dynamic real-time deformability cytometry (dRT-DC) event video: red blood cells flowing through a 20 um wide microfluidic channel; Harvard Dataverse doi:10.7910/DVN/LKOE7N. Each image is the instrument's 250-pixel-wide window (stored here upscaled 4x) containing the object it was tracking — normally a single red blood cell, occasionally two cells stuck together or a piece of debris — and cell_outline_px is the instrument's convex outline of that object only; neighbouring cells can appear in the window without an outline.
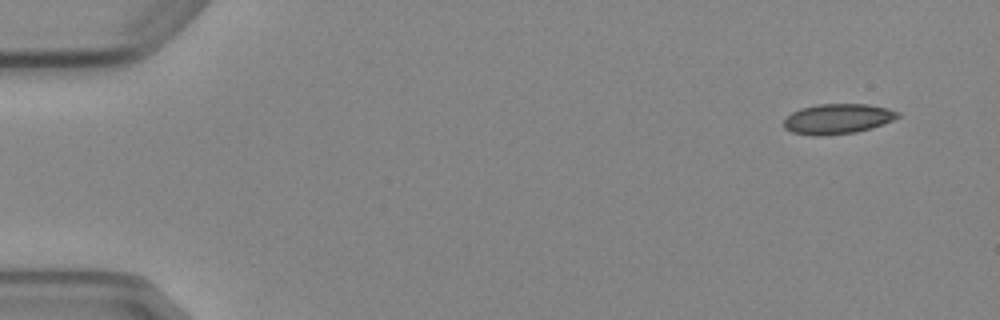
{"species": "Egyptian fruit bat (a non-hibernating species)", "species_latin": "Rousettus aegyptiacus", "temperature_condition": "cold", "stored_images_in_passage": 5, "camera_frame_rate_fps": 3000, "um_per_image_px": 0.085, "animal": {"sex": "female"}, "frame": {"image": 1, "passage_image": 1, "time_ms": 0.0, "image_size_px": [1000, 320], "cell_outline_px": [[900, 116], [892, 120], [872, 128], [856, 132], [824, 136], [812, 136], [792, 132], [784, 128], [784, 120], [792, 112], [800, 108], [816, 104], [868, 104], [888, 108], [900, 112]], "centroid_in_image_um": [71.19, 10.1], "position_along_channel_um": 13.8, "area_um2": 20.17}}
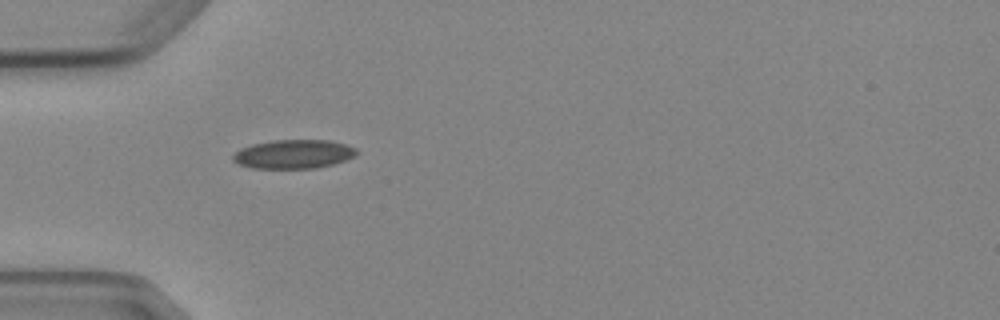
{"frame": {"image": 2, "passage_image": 4, "time_ms": 4.333, "image_size_px": [1000, 320], "cell_outline_px": [[360, 152], [356, 156], [332, 164], [316, 168], [252, 168], [240, 164], [232, 160], [232, 156], [240, 148], [252, 144], [272, 140], [328, 140], [344, 144], [356, 148]], "centroid_in_image_um": [24.96, 13.09], "position_along_channel_um": 60.0, "area_um2": 20.81}}
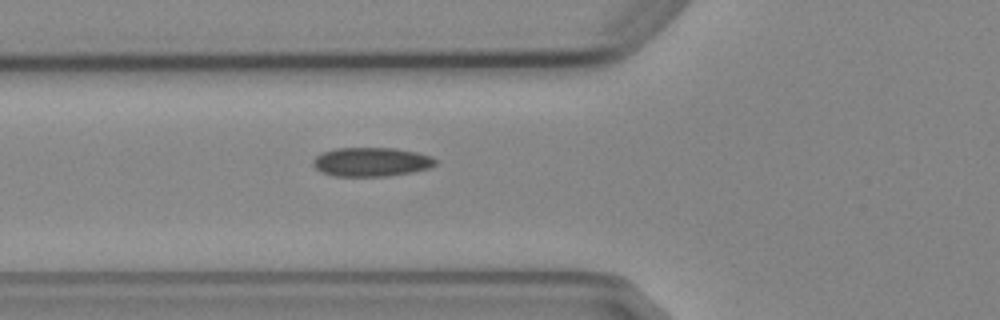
{"frame": {"image": 3, "passage_image": 5, "time_ms": 5.333, "image_size_px": [1000, 320], "cell_outline_px": [[436, 164], [428, 168], [412, 172], [388, 176], [332, 176], [320, 172], [312, 164], [312, 160], [320, 152], [336, 148], [396, 148], [416, 152], [432, 156], [436, 160]], "centroid_in_image_um": [31.52, 13.76], "position_along_channel_um": 94.3, "area_um2": 20.87}}